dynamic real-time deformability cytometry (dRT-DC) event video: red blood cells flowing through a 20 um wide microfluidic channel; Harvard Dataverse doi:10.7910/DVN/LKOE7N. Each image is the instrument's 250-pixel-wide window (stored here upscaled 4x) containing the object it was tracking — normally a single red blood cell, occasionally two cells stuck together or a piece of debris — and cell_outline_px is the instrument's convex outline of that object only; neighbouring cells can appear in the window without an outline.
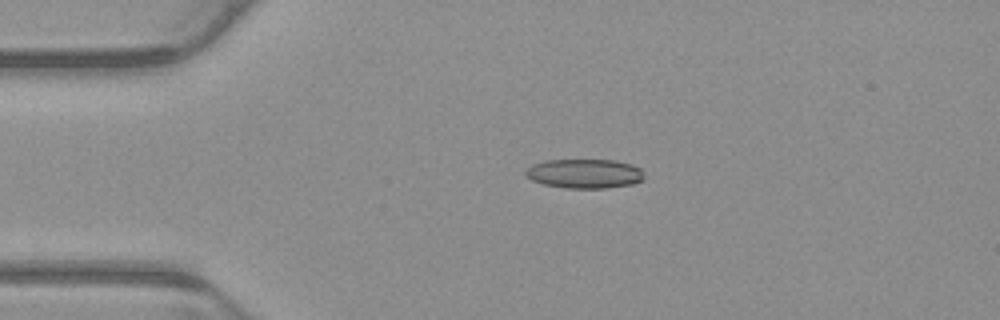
{"species": "common noctule bat (a hibernating species)", "species_latin": "Nyctalus noctula", "temperature_condition": "warm", "stored_images_in_passage": 4, "camera_frame_rate_fps": 3000, "um_per_image_px": 0.085, "animal": {"sex": "male", "body_mass_g": 23.1, "forearm_length_mm": 52.7}, "frame": {"image": 1, "passage_image": 3, "time_ms": 0.667, "image_size_px": [1000, 320], "cell_outline_px": [[644, 180], [632, 184], [608, 188], [564, 188], [544, 184], [532, 180], [524, 172], [532, 164], [544, 160], [616, 160], [632, 164], [640, 168], [644, 172]], "centroid_in_image_um": [49.73, 14.75], "position_along_channel_um": 35.3, "area_um2": 20.4}}